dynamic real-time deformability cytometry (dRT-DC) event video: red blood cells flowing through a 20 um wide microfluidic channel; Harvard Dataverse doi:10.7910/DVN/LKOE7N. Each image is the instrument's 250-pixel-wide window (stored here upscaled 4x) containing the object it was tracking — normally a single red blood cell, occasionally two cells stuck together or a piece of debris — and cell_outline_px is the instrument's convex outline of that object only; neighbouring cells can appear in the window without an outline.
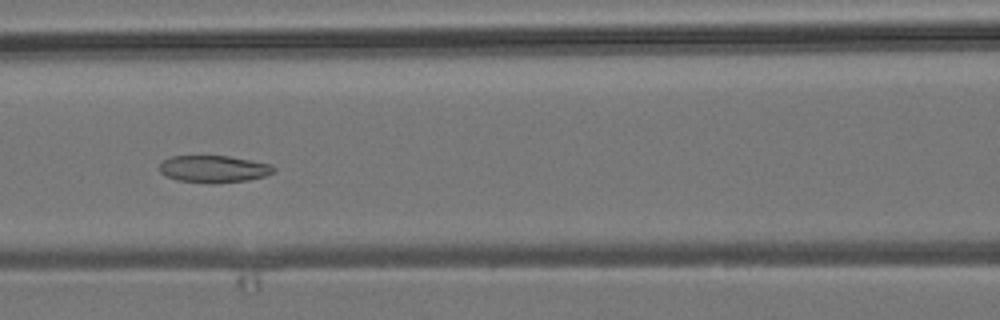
{"species": "common noctule bat (a hibernating species)", "species_latin": "Nyctalus noctula", "temperature_condition": "room temperature", "stored_images_in_passage": 9, "camera_frame_rate_fps": 3000, "um_per_image_px": 0.085, "animal": {"sex": "male", "body_mass_g": 19.2, "forearm_length_mm": 51.8}, "frame": {"image": 1, "passage_image": 6, "time_ms": 5.667, "image_size_px": [1000, 320], "cell_outline_px": [[276, 172], [268, 176], [248, 180], [212, 184], [176, 180], [164, 176], [160, 172], [160, 164], [164, 160], [172, 156], [228, 156], [272, 164], [276, 168]], "centroid_in_image_um": [18.21, 14.38], "position_along_channel_um": 148.4, "area_um2": 18.32}}
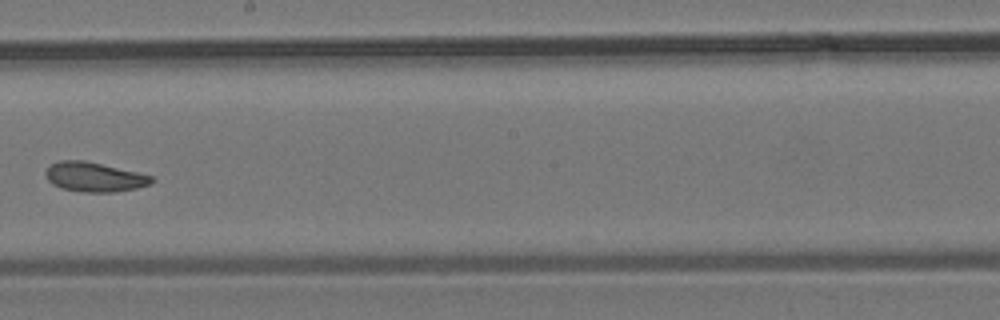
{"frame": {"image": 2, "passage_image": 8, "time_ms": 8.0, "image_size_px": [1000, 320], "cell_outline_px": [[156, 180], [152, 184], [136, 188], [116, 192], [80, 192], [60, 188], [52, 184], [48, 180], [44, 172], [52, 164], [60, 160], [84, 160], [136, 172], [152, 176]], "centroid_in_image_um": [8.02, 15.06], "position_along_channel_um": 240.2, "area_um2": 18.26}}
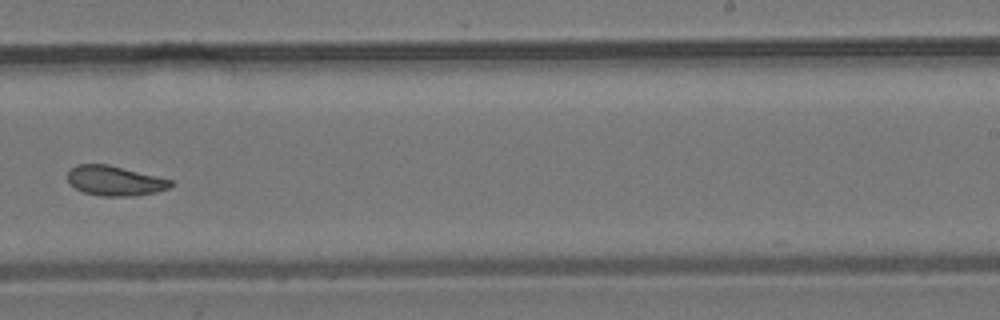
{"frame": {"image": 3, "passage_image": 9, "time_ms": 9.0, "image_size_px": [1000, 320], "cell_outline_px": [[176, 184], [168, 188], [156, 192], [132, 196], [100, 196], [84, 192], [76, 188], [68, 180], [68, 172], [76, 164], [108, 164], [172, 180]], "centroid_in_image_um": [9.78, 15.36], "position_along_channel_um": 279.2, "area_um2": 17.8}}